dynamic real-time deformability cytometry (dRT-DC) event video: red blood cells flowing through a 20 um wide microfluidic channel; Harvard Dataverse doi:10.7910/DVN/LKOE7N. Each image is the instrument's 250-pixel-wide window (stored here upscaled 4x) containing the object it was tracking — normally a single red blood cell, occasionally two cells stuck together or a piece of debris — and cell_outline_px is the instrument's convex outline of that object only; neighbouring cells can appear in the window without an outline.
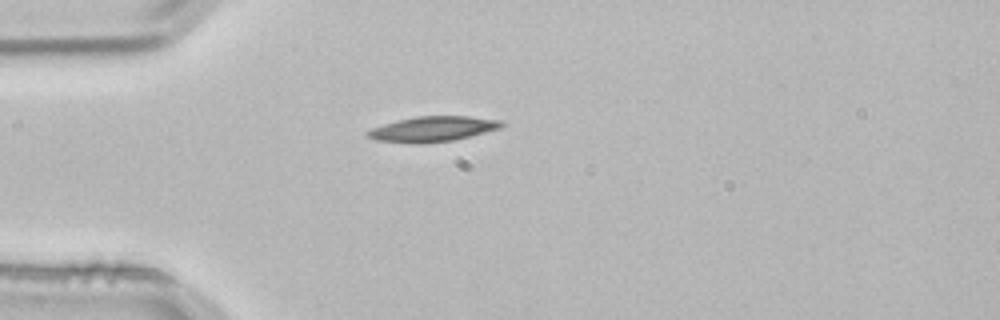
{"species": "common noctule bat (a hibernating species)", "species_latin": "Nyctalus noctula", "temperature_condition": "room temperature", "stored_images_in_passage": 2, "camera_frame_rate_fps": 3000, "um_per_image_px": 0.085, "animal": {"sex": "male", "body_mass_g": 21.5, "forearm_length_mm": 52.0}, "frame": {"image": 1, "passage_image": 2, "time_ms": 0.333, "image_size_px": [1000, 320], "cell_outline_px": [[504, 124], [500, 128], [452, 140], [424, 144], [412, 144], [376, 140], [364, 136], [364, 132], [372, 128], [396, 120], [416, 116], [468, 116], [500, 120]], "centroid_in_image_um": [36.69, 10.97], "position_along_channel_um": 48.3, "area_um2": 19.77}}